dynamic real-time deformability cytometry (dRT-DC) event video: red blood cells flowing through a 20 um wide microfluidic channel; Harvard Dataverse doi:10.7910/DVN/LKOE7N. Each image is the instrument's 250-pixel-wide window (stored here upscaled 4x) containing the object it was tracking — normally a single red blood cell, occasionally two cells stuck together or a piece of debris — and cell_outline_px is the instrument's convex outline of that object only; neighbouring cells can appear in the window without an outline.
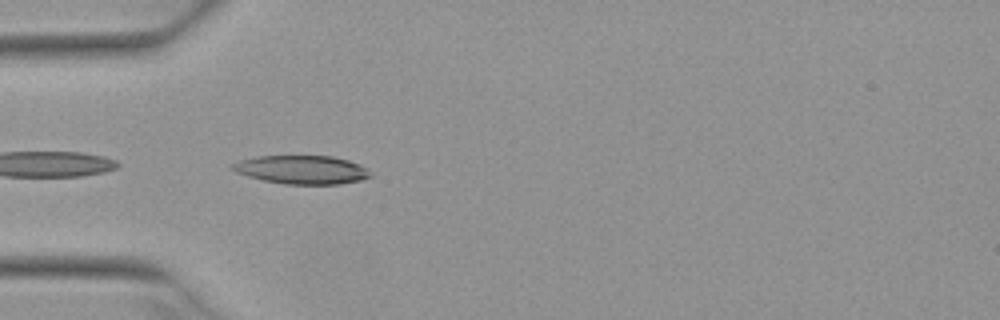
{"species": "Egyptian fruit bat (a non-hibernating species)", "species_latin": "Rousettus aegyptiacus", "temperature_condition": "warm", "stored_images_in_passage": 4, "camera_frame_rate_fps": 3000, "um_per_image_px": 0.085, "animal": {"sex": "female"}, "frame": {"image": 1, "passage_image": 1, "time_ms": 0.0, "image_size_px": [1000, 320], "cell_outline_px": [[372, 176], [360, 180], [340, 184], [284, 184], [264, 180], [248, 176], [236, 172], [228, 168], [232, 164], [240, 160], [256, 156], [332, 156], [348, 160], [360, 164], [368, 168], [372, 172]], "centroid_in_image_um": [25.67, 14.42], "position_along_channel_um": 59.3, "area_um2": 23.06}}